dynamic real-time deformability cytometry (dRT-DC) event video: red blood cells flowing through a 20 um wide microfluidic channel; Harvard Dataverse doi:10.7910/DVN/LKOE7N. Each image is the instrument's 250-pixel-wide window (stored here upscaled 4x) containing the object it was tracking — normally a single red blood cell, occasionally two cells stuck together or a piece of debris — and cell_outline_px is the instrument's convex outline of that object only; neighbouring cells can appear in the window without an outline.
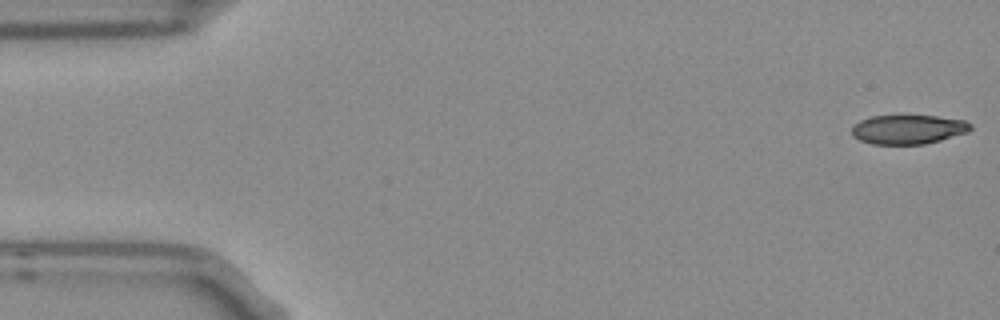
{"species": "Egyptian fruit bat (a non-hibernating species)", "species_latin": "Rousettus aegyptiacus", "temperature_condition": "room temperature", "stored_images_in_passage": 3, "camera_frame_rate_fps": 3000, "um_per_image_px": 0.085, "frame": {"image": 1, "passage_image": 1, "time_ms": 0.0, "image_size_px": [1000, 320], "cell_outline_px": [[972, 128], [968, 132], [940, 140], [924, 144], [872, 144], [860, 140], [852, 136], [852, 124], [860, 120], [872, 116], [936, 116], [964, 120], [972, 124]], "centroid_in_image_um": [77.18, 11.0], "position_along_channel_um": 7.8, "area_um2": 20.23}}